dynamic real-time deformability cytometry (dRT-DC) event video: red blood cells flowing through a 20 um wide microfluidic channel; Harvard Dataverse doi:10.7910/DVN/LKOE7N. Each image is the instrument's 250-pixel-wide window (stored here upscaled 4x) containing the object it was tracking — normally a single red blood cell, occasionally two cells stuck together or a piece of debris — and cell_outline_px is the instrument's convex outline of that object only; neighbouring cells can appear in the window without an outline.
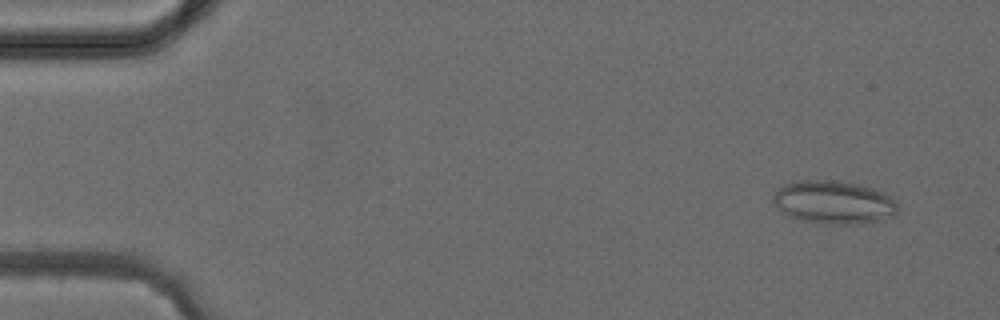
{"species": "common noctule bat (a hibernating species)", "species_latin": "Nyctalus noctula", "temperature_condition": "cold", "stored_images_in_passage": 4, "camera_frame_rate_fps": 3000, "um_per_image_px": 0.085, "animal": {"sex": "female", "body_mass_g": 24.6, "forearm_length_mm": 56.2}, "frame": {"image": 1, "passage_image": 1, "time_ms": 0.0, "image_size_px": [1000, 320], "cell_outline_px": [[896, 212], [892, 216], [876, 220], [856, 224], [828, 224], [800, 220], [788, 216], [772, 200], [772, 196], [784, 184], [800, 180], [836, 180], [876, 188], [884, 192], [896, 200]], "centroid_in_image_um": [70.87, 17.18], "position_along_channel_um": 14.1, "area_um2": 31.15}}
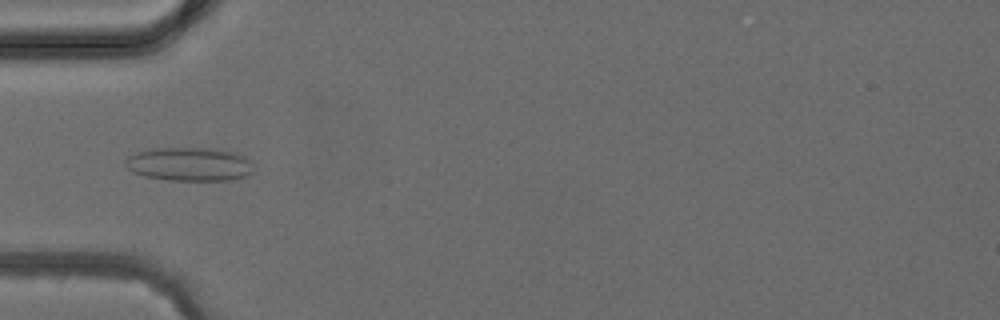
{"frame": {"image": 2, "passage_image": 4, "time_ms": 3.667, "image_size_px": [1000, 320], "cell_outline_px": [[252, 172], [248, 176], [228, 180], [172, 180], [144, 176], [128, 168], [124, 164], [124, 160], [128, 156], [136, 152], [148, 148], [212, 148], [236, 152], [244, 156], [248, 160]], "centroid_in_image_um": [16.07, 13.94], "position_along_channel_um": 68.9, "area_um2": 25.09}}